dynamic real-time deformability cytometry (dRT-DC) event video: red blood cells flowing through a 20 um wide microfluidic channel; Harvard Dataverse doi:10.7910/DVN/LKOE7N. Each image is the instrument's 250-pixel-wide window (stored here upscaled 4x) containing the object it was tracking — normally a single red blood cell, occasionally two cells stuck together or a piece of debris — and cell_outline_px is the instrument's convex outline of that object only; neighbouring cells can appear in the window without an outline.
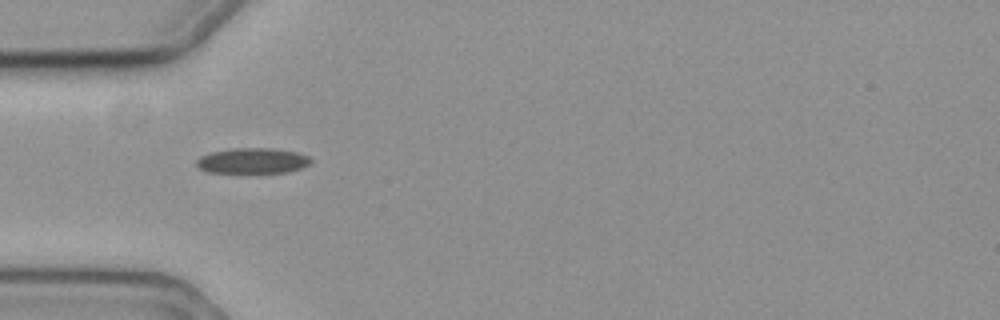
{"species": "common noctule bat (a hibernating species)", "species_latin": "Nyctalus noctula", "temperature_condition": "cold", "stored_images_in_passage": 41, "camera_frame_rate_fps": 3000, "um_per_image_px": 0.085, "animal": {"sex": "female", "body_mass_g": 19.3, "forearm_length_mm": 54.1}, "frame": {"image": 1, "passage_image": 1, "time_ms": 0.0, "image_size_px": [1000, 320], "cell_outline_px": [[312, 160], [308, 164], [300, 168], [288, 172], [208, 172], [200, 168], [196, 164], [196, 160], [200, 156], [212, 152], [232, 148], [272, 148], [296, 152], [308, 156]], "centroid_in_image_um": [21.45, 13.65], "position_along_channel_um": 63.5, "area_um2": 16.76}}
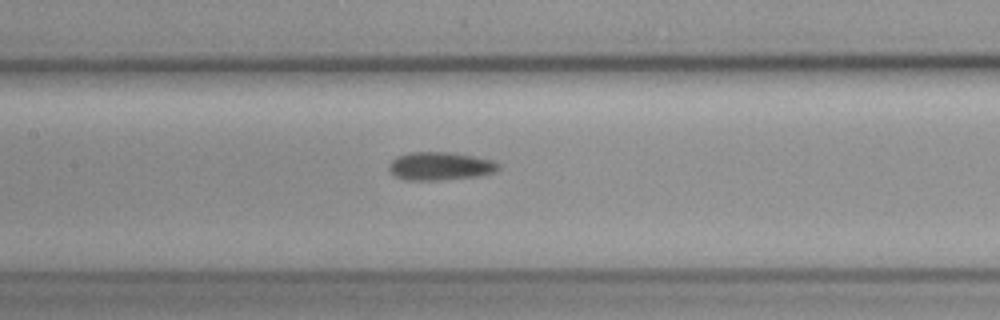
{"frame": {"image": 2, "passage_image": 10, "time_ms": 3.0, "image_size_px": [1000, 320], "cell_outline_px": [[500, 168], [496, 172], [480, 176], [440, 180], [404, 180], [396, 176], [388, 168], [388, 164], [396, 156], [412, 152], [448, 152], [496, 160], [500, 164]], "centroid_in_image_um": [37.45, 14.12], "position_along_channel_um": 169.9, "area_um2": 18.15}}
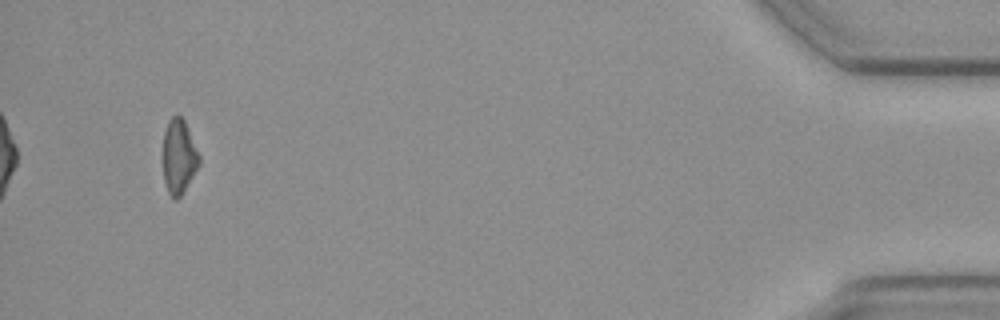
{"frame": {"image": 3, "passage_image": 38, "time_ms": 12.333, "image_size_px": [1000, 320], "cell_outline_px": [[200, 164], [180, 196], [176, 200], [172, 200], [168, 192], [164, 180], [164, 132], [168, 120], [172, 116], [180, 116], [184, 120], [200, 156]], "centroid_in_image_um": [15.2, 13.32], "position_along_channel_um": 420.0, "area_um2": 15.43}, "authors_computed_cell_mechanics": {"area_um2": 16.762, "velocity_mm_per_s": 3.5717, "shape_relaxation_time_tau1_ms": 10.5107, "shape_relaxation_time_tau2_ms": 9.6237, "deformation_change_tau1": 0.1654, "deformation_change_tau2": 0.2071}}